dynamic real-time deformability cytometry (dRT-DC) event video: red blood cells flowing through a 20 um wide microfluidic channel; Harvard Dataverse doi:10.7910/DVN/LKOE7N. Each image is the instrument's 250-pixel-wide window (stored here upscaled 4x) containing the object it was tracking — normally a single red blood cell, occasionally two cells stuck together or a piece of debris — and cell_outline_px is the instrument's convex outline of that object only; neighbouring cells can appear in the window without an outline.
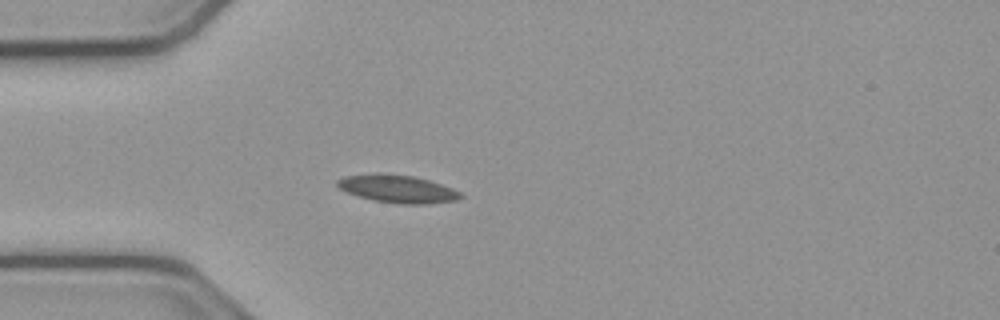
{"species": "common noctule bat (a hibernating species)", "species_latin": "Nyctalus noctula", "temperature_condition": "cold", "stored_images_in_passage": 32, "camera_frame_rate_fps": 3000, "um_per_image_px": 0.085, "animal": {"sex": "male", "body_mass_g": 23.1, "forearm_length_mm": 52.7}, "frame": {"image": 1, "passage_image": 1, "time_ms": 0.0, "image_size_px": [1000, 320], "cell_outline_px": [[464, 196], [456, 200], [424, 204], [400, 204], [376, 200], [360, 196], [348, 192], [340, 188], [336, 184], [336, 180], [344, 176], [376, 172], [380, 172], [412, 176], [428, 180], [452, 188], [460, 192]], "centroid_in_image_um": [33.77, 16.03], "position_along_channel_um": 51.2, "area_um2": 19.83}}
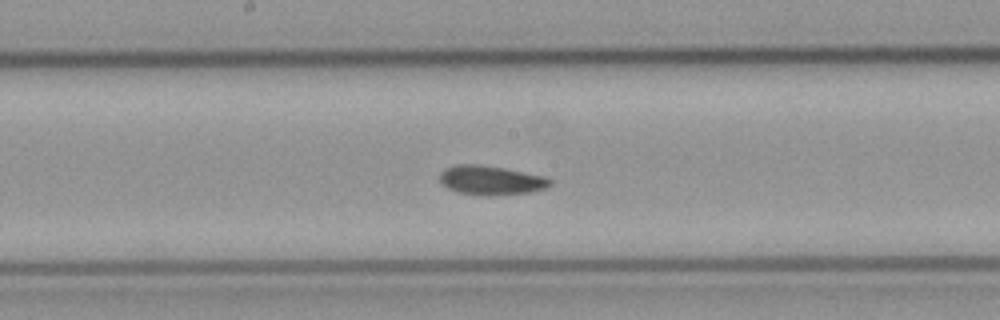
{"frame": {"image": 2, "passage_image": 14, "time_ms": 4.333, "image_size_px": [1000, 320], "cell_outline_px": [[552, 184], [544, 188], [528, 192], [484, 196], [460, 192], [448, 188], [440, 184], [440, 172], [444, 168], [456, 164], [480, 164], [504, 168], [544, 176], [552, 180]], "centroid_in_image_um": [41.69, 15.31], "position_along_channel_um": 206.5, "area_um2": 18.73}}
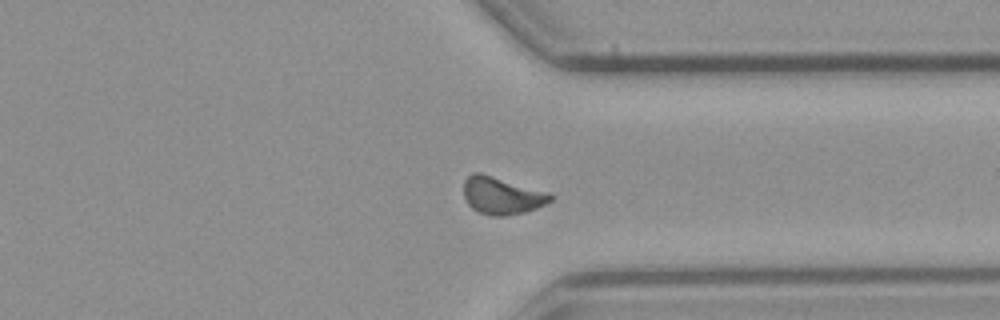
{"frame": {"image": 3, "passage_image": 27, "time_ms": 8.667, "image_size_px": [1000, 320], "cell_outline_px": [[556, 196], [552, 200], [536, 208], [524, 212], [504, 216], [488, 216], [472, 208], [468, 204], [464, 196], [464, 180], [472, 172], [480, 172], [548, 192]], "centroid_in_image_um": [42.65, 16.62], "position_along_channel_um": 368.8, "area_um2": 18.9}, "authors_computed_cell_mechanics": {"area_um2": 18.3226, "velocity_mm_per_s": 3.7784, "shape_relaxation_time_tau1_ms": null, "shape_relaxation_time_tau2_ms": 8.6759, "deformation_change_tau1": null, "deformation_change_tau2": 0.1118}}